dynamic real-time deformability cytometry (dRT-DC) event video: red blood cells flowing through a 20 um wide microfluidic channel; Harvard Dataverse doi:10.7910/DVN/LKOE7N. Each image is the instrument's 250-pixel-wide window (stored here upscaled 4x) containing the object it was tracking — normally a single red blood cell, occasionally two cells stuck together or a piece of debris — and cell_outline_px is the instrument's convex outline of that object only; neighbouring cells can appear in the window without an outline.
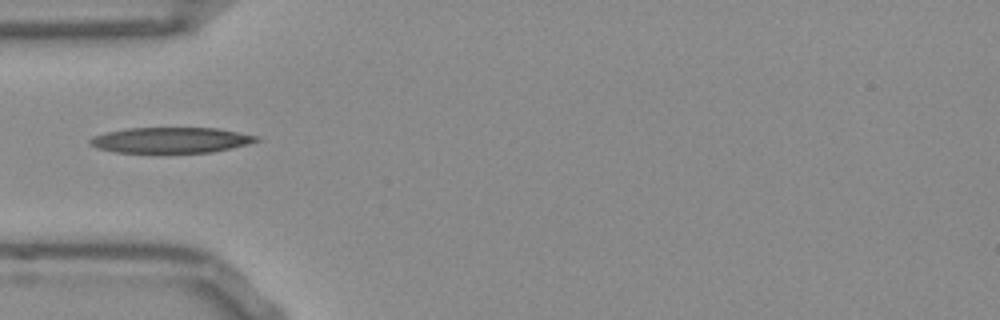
{"species": "Egyptian fruit bat (a non-hibernating species)", "species_latin": "Rousettus aegyptiacus", "temperature_condition": "room temperature", "stored_images_in_passage": 9, "camera_frame_rate_fps": 3000, "um_per_image_px": 0.085, "frame": {"image": 1, "passage_image": 1, "time_ms": 0.0, "image_size_px": [1000, 320], "cell_outline_px": [[260, 140], [248, 144], [232, 148], [212, 152], [116, 152], [100, 148], [88, 144], [88, 140], [92, 136], [104, 132], [128, 128], [216, 128], [260, 136]], "centroid_in_image_um": [14.52, 11.9], "position_along_channel_um": 70.5, "area_um2": 24.8}}
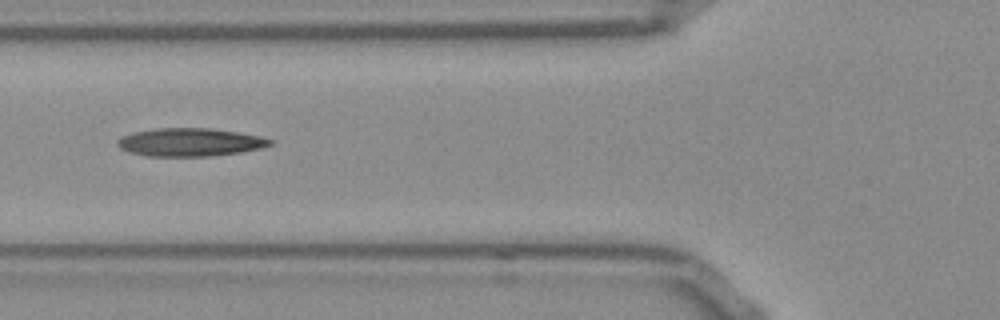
{"frame": {"image": 2, "passage_image": 4, "time_ms": 1.0, "image_size_px": [1000, 320], "cell_outline_px": [[276, 140], [272, 144], [260, 148], [240, 152], [208, 156], [148, 156], [128, 152], [120, 148], [116, 144], [116, 140], [124, 136], [136, 132], [156, 128], [208, 128], [236, 132], [260, 136]], "centroid_in_image_um": [16.15, 12.09], "position_along_channel_um": 109.6, "area_um2": 24.85}}
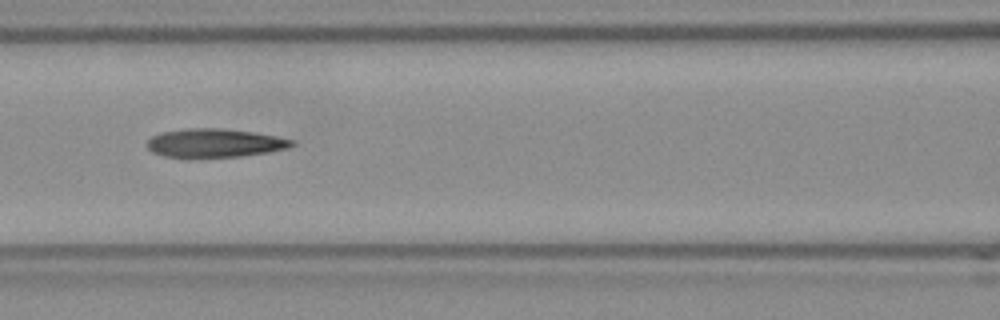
{"frame": {"image": 3, "passage_image": 7, "time_ms": 2.0, "image_size_px": [1000, 320], "cell_outline_px": [[296, 144], [288, 148], [268, 152], [240, 156], [188, 160], [164, 156], [152, 152], [144, 144], [152, 136], [160, 132], [188, 128], [220, 128], [252, 132], [276, 136], [296, 140]], "centroid_in_image_um": [18.19, 12.19], "position_along_channel_um": 148.4, "area_um2": 24.97}}